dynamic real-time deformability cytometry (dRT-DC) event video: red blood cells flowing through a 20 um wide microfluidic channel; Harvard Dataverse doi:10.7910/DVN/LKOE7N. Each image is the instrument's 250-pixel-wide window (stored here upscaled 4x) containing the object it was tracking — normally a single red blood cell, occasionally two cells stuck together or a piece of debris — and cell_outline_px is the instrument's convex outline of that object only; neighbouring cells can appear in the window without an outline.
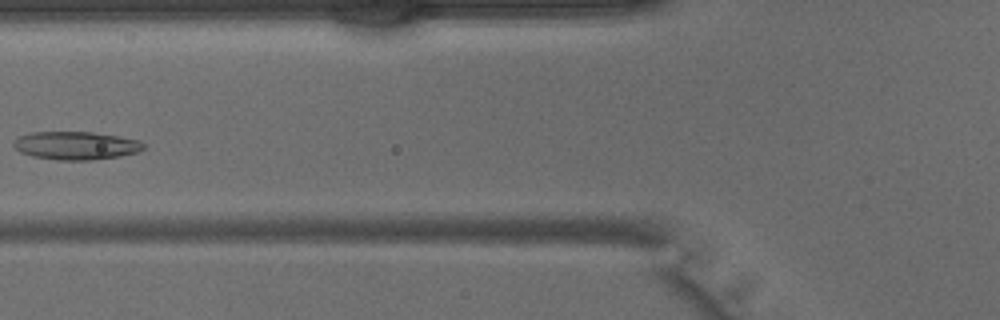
{"species": "common noctule bat (a hibernating species)", "species_latin": "Nyctalus noctula", "temperature_condition": "warm", "stored_images_in_passage": 5, "camera_frame_rate_fps": 3000, "um_per_image_px": 0.085, "animal": {"sex": "male", "body_mass_g": 15.6}, "frame": {"image": 1, "passage_image": 5, "time_ms": 1.333, "image_size_px": [1000, 320], "cell_outline_px": [[144, 148], [136, 152], [120, 156], [92, 160], [56, 160], [32, 156], [20, 152], [12, 144], [20, 136], [32, 132], [92, 132], [120, 136], [140, 140], [144, 144]], "centroid_in_image_um": [6.47, 12.37], "position_along_channel_um": 119.3, "area_um2": 21.27}}